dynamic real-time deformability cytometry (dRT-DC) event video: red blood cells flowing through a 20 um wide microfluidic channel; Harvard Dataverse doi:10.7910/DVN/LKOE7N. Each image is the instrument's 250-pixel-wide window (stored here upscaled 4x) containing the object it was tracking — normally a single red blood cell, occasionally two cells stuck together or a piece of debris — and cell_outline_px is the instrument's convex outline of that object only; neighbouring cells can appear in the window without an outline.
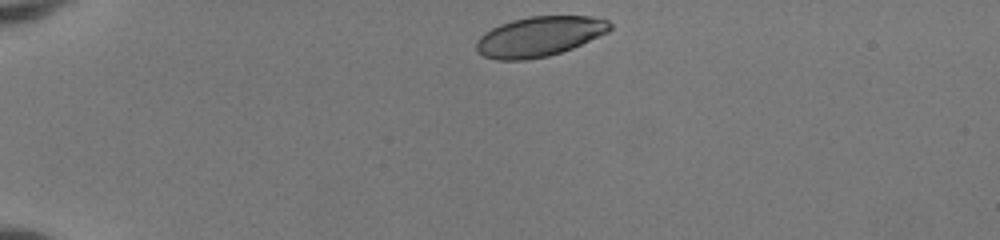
{"species": "human", "species_latin": "Homo sapiens", "temperature_condition": "room temperature", "stored_images_in_passage": 40, "camera_frame_rate_fps": 3000, "um_per_image_px": 0.085, "donor": {"sex": "female"}, "frame": {"image": 1, "passage_image": 1, "time_ms": 0.0, "image_size_px": [1000, 240], "cell_outline_px": [[612, 28], [608, 32], [572, 48], [548, 56], [524, 60], [496, 60], [484, 56], [476, 52], [476, 40], [484, 32], [500, 24], [512, 20], [528, 16], [592, 16], [608, 20], [612, 24]], "centroid_in_image_um": [45.83, 3.1], "position_along_channel_um": 39.2, "area_um2": 31.21}}
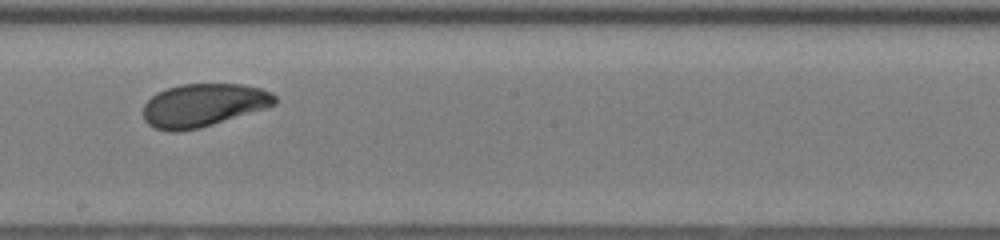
{"frame": {"image": 2, "passage_image": 20, "time_ms": 6.333, "image_size_px": [1000, 240], "cell_outline_px": [[276, 104], [268, 108], [200, 128], [176, 132], [168, 132], [156, 128], [148, 124], [144, 120], [144, 104], [156, 92], [180, 84], [244, 84], [260, 88], [272, 92], [276, 96]], "centroid_in_image_um": [17.31, 8.94], "position_along_channel_um": 230.9, "area_um2": 33.29}}
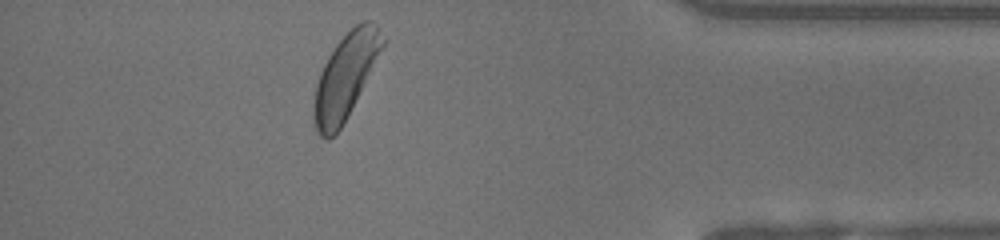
{"frame": {"image": 3, "passage_image": 35, "time_ms": 11.333, "image_size_px": [1000, 240], "cell_outline_px": [[388, 40], [340, 128], [328, 140], [320, 136], [316, 132], [312, 120], [312, 112], [316, 84], [320, 72], [328, 56], [336, 44], [356, 24], [364, 20], [368, 20], [376, 24]], "centroid_in_image_um": [29.36, 6.47], "position_along_channel_um": 405.8, "area_um2": 33.76}, "authors_computed_cell_mechanics": {"area_um2": 33.2928, "velocity_mm_per_s": 4.0596, "shape_relaxation_time_tau1_ms": 2.191, "shape_relaxation_time_tau2_ms": 7.7519, "deformation_change_tau1": 0.1104, "deformation_change_tau2": 0.1532}}